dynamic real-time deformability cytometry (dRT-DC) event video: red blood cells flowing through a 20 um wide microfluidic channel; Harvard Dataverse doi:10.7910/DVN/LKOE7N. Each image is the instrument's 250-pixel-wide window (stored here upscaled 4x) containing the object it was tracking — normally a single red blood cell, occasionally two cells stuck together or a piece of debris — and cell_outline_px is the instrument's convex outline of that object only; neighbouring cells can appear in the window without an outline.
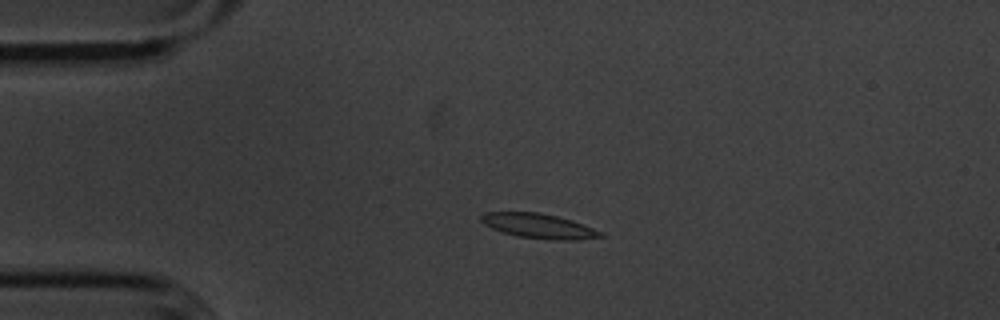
{"species": "common noctule bat (a hibernating species)", "species_latin": "Nyctalus noctula", "temperature_condition": "cold", "stored_images_in_passage": 44, "camera_frame_rate_fps": 3000, "um_per_image_px": 0.085, "animal": {"sex": "male", "body_mass_g": 20.1, "forearm_length_mm": 53.5}, "frame": {"image": 1, "passage_image": 1, "time_ms": 0.0, "image_size_px": [1000, 320], "cell_outline_px": [[608, 236], [580, 240], [548, 240], [516, 236], [492, 228], [484, 224], [480, 220], [480, 216], [484, 212], [536, 212], [556, 216], [572, 220], [604, 232]], "centroid_in_image_um": [45.85, 19.22], "position_along_channel_um": 39.1, "area_um2": 17.4}}
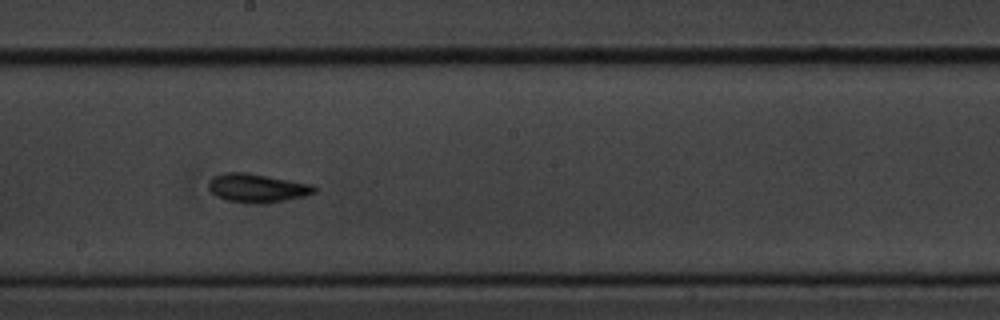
{"frame": {"image": 2, "passage_image": 19, "time_ms": 6.0, "image_size_px": [1000, 320], "cell_outline_px": [[316, 192], [304, 196], [264, 204], [252, 204], [228, 200], [216, 196], [208, 188], [208, 180], [212, 176], [224, 172], [244, 172], [312, 184], [316, 188]], "centroid_in_image_um": [21.82, 15.98], "position_along_channel_um": 226.4, "area_um2": 17.69}}
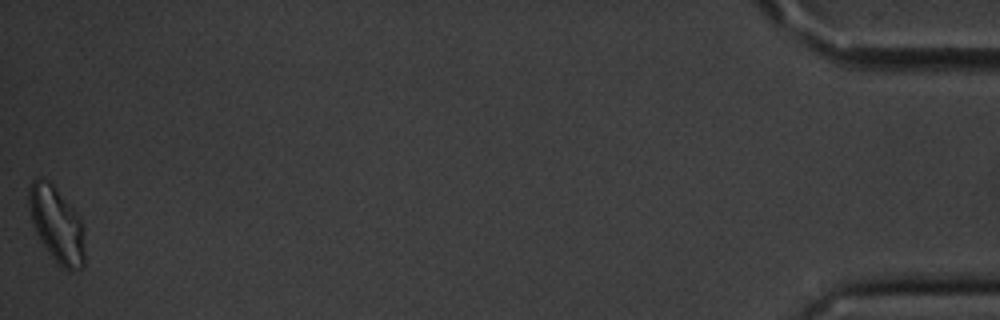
{"frame": {"image": 3, "passage_image": 44, "time_ms": 14.333, "image_size_px": [1000, 320], "cell_outline_px": [[84, 268], [72, 272], [64, 268], [52, 256], [40, 240], [36, 232], [32, 220], [28, 204], [28, 188], [32, 180], [36, 176], [40, 176], [48, 180], [52, 184], [80, 216], [84, 228]], "centroid_in_image_um": [4.83, 19.06], "position_along_channel_um": 430.4, "area_um2": 24.74}, "authors_computed_cell_mechanics": {"area_um2": 17.0799, "velocity_mm_per_s": 3.5744, "shape_relaxation_time_tau1_ms": 2.0712, "shape_relaxation_time_tau2_ms": 2.1282, "deformation_change_tau1": 0.0873, "deformation_change_tau2": 0.0765}}